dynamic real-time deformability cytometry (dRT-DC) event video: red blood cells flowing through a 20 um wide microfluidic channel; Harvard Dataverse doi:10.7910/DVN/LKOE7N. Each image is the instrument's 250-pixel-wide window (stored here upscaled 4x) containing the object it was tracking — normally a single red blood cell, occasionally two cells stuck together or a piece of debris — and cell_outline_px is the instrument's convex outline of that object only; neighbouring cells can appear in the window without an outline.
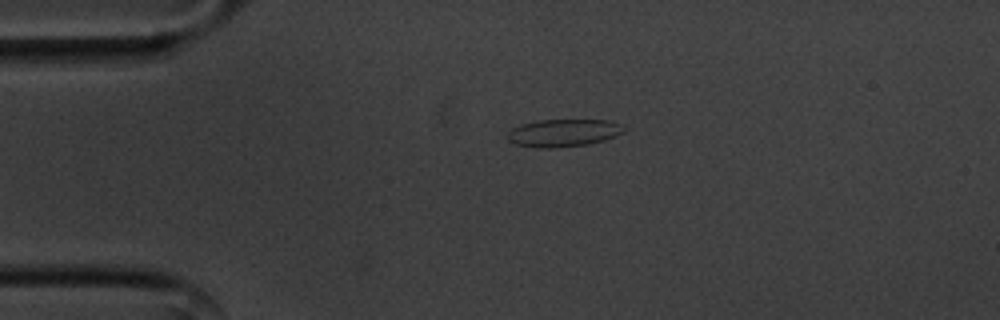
{"species": "common noctule bat (a hibernating species)", "species_latin": "Nyctalus noctula", "temperature_condition": "cold", "stored_images_in_passage": 44, "camera_frame_rate_fps": 3000, "um_per_image_px": 0.085, "animal": {"sex": "male", "body_mass_g": 20.1, "forearm_length_mm": 53.5}, "frame": {"image": 1, "passage_image": 1, "time_ms": 0.0, "image_size_px": [1000, 320], "cell_outline_px": [[628, 128], [624, 132], [604, 140], [588, 144], [552, 148], [536, 148], [516, 144], [508, 140], [508, 132], [512, 128], [520, 124], [536, 120], [608, 120], [620, 124]], "centroid_in_image_um": [47.89, 11.29], "position_along_channel_um": 37.1, "area_um2": 18.79}}
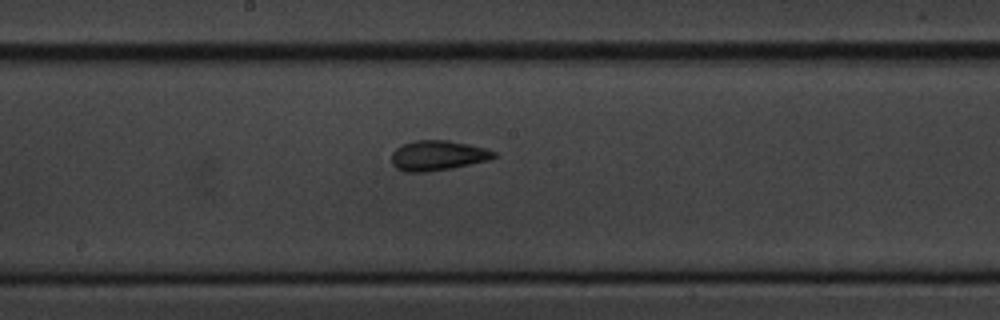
{"frame": {"image": 2, "passage_image": 18, "time_ms": 5.667, "image_size_px": [1000, 320], "cell_outline_px": [[496, 156], [488, 160], [452, 168], [428, 172], [404, 172], [396, 168], [392, 164], [392, 152], [400, 144], [416, 140], [448, 140], [468, 144], [484, 148], [496, 152]], "centroid_in_image_um": [37.16, 13.22], "position_along_channel_um": 211.0, "area_um2": 17.98}}
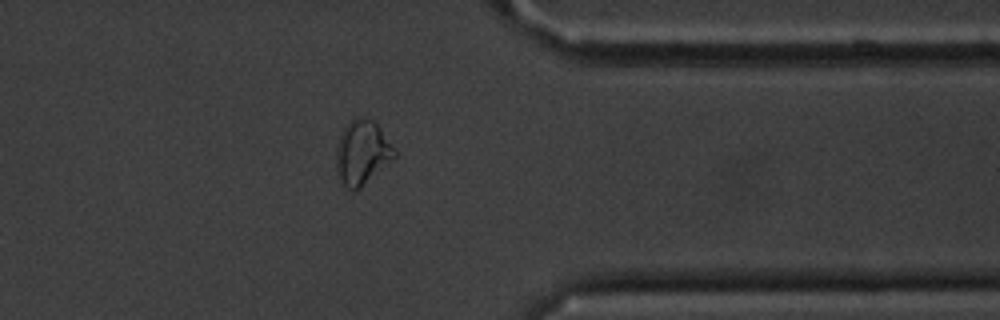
{"frame": {"image": 3, "passage_image": 33, "time_ms": 10.667, "image_size_px": [1000, 320], "cell_outline_px": [[396, 156], [392, 160], [360, 188], [352, 192], [340, 180], [336, 168], [336, 148], [340, 136], [344, 128], [356, 116], [364, 116], [372, 120], [380, 128], [396, 148]], "centroid_in_image_um": [30.79, 12.96], "position_along_channel_um": 380.6, "area_um2": 21.79}, "authors_computed_cell_mechanics": {"area_um2": 17.8313, "velocity_mm_per_s": 3.5811, "shape_relaxation_time_tau1_ms": 3.4954, "shape_relaxation_time_tau2_ms": 1.9643, "deformation_change_tau1": 0.111, "deformation_change_tau2": 0.0795}}